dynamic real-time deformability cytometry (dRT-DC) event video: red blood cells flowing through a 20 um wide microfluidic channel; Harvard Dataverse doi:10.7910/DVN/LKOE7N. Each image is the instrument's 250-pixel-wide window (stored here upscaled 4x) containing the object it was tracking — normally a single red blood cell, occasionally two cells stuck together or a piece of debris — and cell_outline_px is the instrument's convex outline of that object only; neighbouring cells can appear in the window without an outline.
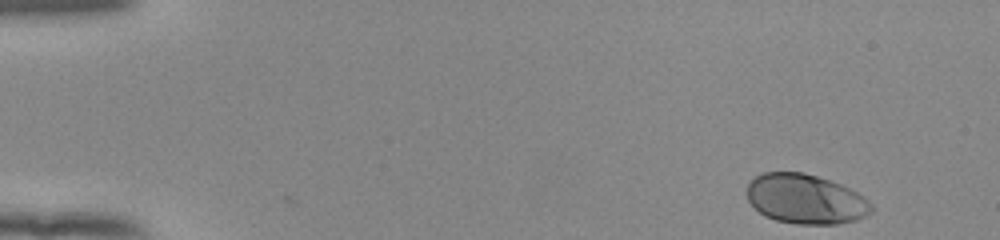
{"species": "human", "species_latin": "Homo sapiens", "temperature_condition": "room temperature", "stored_images_in_passage": 50, "camera_frame_rate_fps": 3000, "um_per_image_px": 0.085, "donor": {"sex": "female"}, "frame": {"image": 1, "passage_image": 1, "time_ms": 0.0, "image_size_px": [1000, 240], "cell_outline_px": [[876, 208], [872, 212], [856, 220], [836, 224], [796, 224], [776, 220], [764, 216], [748, 200], [748, 184], [756, 176], [764, 172], [804, 172], [840, 184], [864, 196]], "centroid_in_image_um": [68.5, 16.93], "position_along_channel_um": 16.5, "area_um2": 35.95}}
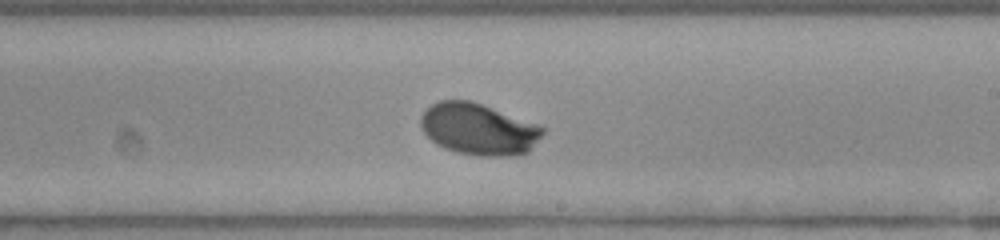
{"frame": {"image": 2, "passage_image": 29, "time_ms": 9.333, "image_size_px": [1000, 240], "cell_outline_px": [[544, 132], [528, 152], [516, 156], [480, 156], [456, 152], [444, 148], [436, 144], [420, 128], [420, 116], [432, 104], [440, 100], [472, 100], [540, 124], [544, 128]], "centroid_in_image_um": [40.69, 10.97], "position_along_channel_um": 248.3, "area_um2": 36.99}}
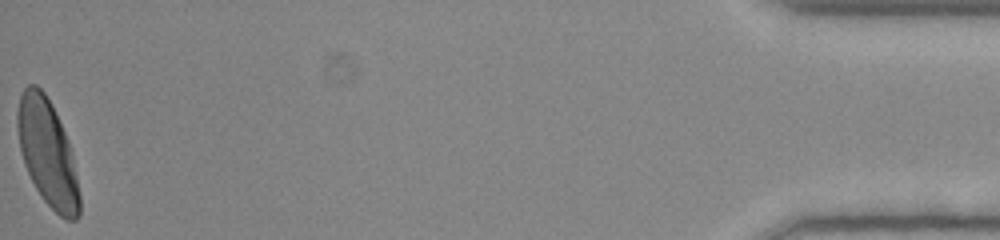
{"frame": {"image": 3, "passage_image": 50, "time_ms": 16.333, "image_size_px": [1000, 240], "cell_outline_px": [[80, 216], [76, 220], [68, 220], [60, 216], [44, 200], [36, 188], [24, 164], [20, 148], [16, 128], [16, 112], [20, 96], [24, 88], [28, 84], [36, 84], [44, 92], [52, 104], [68, 140], [72, 152], [80, 196]], "centroid_in_image_um": [4.03, 12.97], "position_along_channel_um": 431.2, "area_um2": 38.49}, "authors_computed_cell_mechanics": {"area_um2": 36.125, "velocity_mm_per_s": 3.8944, "shape_relaxation_time_tau1_ms": 3.4379, "shape_relaxation_time_tau2_ms": null, "deformation_change_tau1": 0.1871, "deformation_change_tau2": null}}